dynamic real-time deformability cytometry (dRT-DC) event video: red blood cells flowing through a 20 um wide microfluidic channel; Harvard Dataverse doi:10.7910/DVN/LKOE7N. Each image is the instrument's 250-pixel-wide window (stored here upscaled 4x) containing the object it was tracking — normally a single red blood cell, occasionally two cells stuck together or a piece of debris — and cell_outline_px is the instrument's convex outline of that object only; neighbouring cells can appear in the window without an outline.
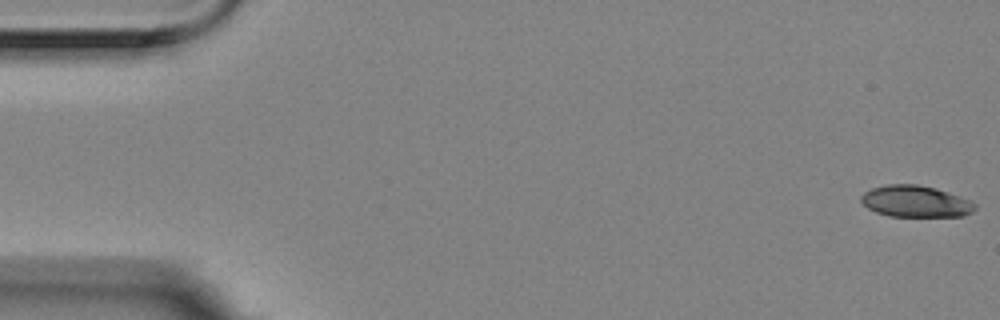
{"species": "Egyptian fruit bat (a non-hibernating species)", "species_latin": "Rousettus aegyptiacus", "temperature_condition": "room temperature", "stored_images_in_passage": 6, "camera_frame_rate_fps": 3000, "um_per_image_px": 0.085, "animal": {"sex": "female"}, "frame": {"image": 1, "passage_image": 1, "time_ms": 0.0, "image_size_px": [1000, 320], "cell_outline_px": [[976, 208], [972, 212], [964, 216], [888, 216], [876, 212], [868, 208], [860, 200], [860, 196], [864, 192], [872, 188], [888, 184], [916, 184], [936, 188], [948, 192], [968, 200], [976, 204]], "centroid_in_image_um": [77.8, 17.12], "position_along_channel_um": 7.2, "area_um2": 20.87}}
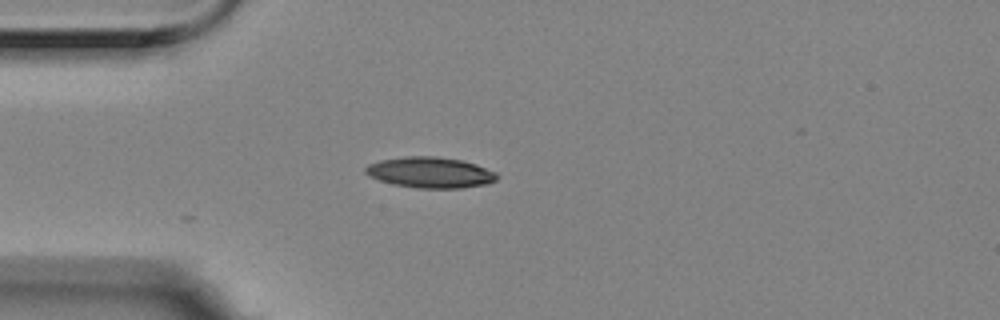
{"frame": {"image": 2, "passage_image": 5, "time_ms": 1.333, "image_size_px": [1000, 320], "cell_outline_px": [[500, 176], [496, 180], [488, 184], [460, 188], [420, 188], [392, 184], [380, 180], [364, 172], [364, 168], [368, 164], [380, 160], [404, 156], [436, 156], [460, 160], [476, 164], [496, 172]], "centroid_in_image_um": [36.59, 14.66], "position_along_channel_um": 48.4, "area_um2": 23.64}}